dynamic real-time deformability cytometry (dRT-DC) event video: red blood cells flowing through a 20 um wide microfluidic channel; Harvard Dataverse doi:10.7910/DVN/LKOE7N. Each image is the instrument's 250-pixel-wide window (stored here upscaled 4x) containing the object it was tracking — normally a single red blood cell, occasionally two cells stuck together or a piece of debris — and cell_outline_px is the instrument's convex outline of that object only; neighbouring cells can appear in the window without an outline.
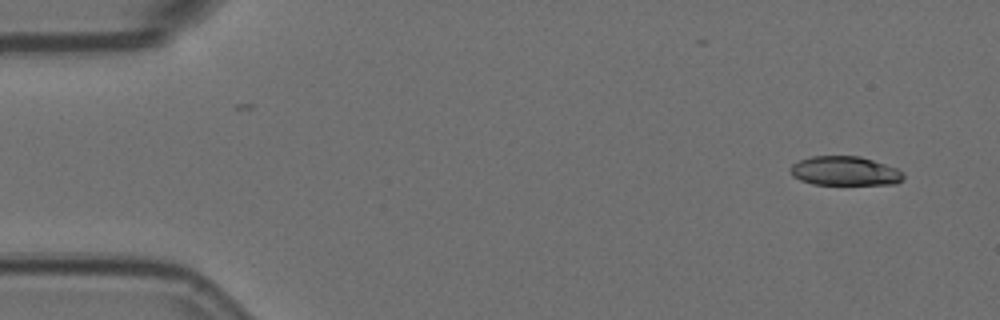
{"species": "Egyptian fruit bat (a non-hibernating species)", "species_latin": "Rousettus aegyptiacus", "temperature_condition": "room temperature", "stored_images_in_passage": 2, "camera_frame_rate_fps": 3000, "um_per_image_px": 0.085, "animal": {"sex": "female"}, "frame": {"image": 1, "passage_image": 2, "time_ms": 0.333, "image_size_px": [1000, 320], "cell_outline_px": [[904, 176], [896, 184], [812, 184], [800, 180], [792, 176], [792, 164], [800, 160], [812, 156], [860, 156], [896, 168], [904, 172]], "centroid_in_image_um": [71.82, 14.53], "position_along_channel_um": 13.2, "area_um2": 19.02}}